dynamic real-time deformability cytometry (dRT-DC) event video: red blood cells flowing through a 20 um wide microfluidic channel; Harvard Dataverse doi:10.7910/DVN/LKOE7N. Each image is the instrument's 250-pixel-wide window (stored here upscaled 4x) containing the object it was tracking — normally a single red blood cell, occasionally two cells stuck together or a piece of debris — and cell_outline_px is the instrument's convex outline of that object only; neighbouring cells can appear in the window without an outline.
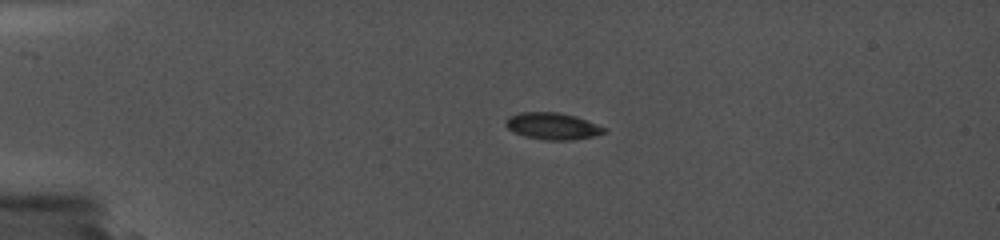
{"species": "common noctule bat (a hibernating species)", "species_latin": "Nyctalus noctula", "temperature_condition": "cold", "stored_images_in_passage": 2, "camera_frame_rate_fps": 5000, "um_per_image_px": 0.085, "animal": {"sex": "female", "body_mass_g": 19.0, "forearm_length_mm": 56.7}, "frame": {"image": 1, "passage_image": 1, "time_ms": 0.0, "image_size_px": [1000, 240], "cell_outline_px": [[656, 136], [624, 140], [540, 140], [524, 136], [512, 132], [504, 124], [504, 120], [512, 116], [528, 112], [552, 112], [648, 128], [656, 132]], "centroid_in_image_um": [48.63, 10.87], "position_along_channel_um": 36.4, "area_um2": 21.68}}